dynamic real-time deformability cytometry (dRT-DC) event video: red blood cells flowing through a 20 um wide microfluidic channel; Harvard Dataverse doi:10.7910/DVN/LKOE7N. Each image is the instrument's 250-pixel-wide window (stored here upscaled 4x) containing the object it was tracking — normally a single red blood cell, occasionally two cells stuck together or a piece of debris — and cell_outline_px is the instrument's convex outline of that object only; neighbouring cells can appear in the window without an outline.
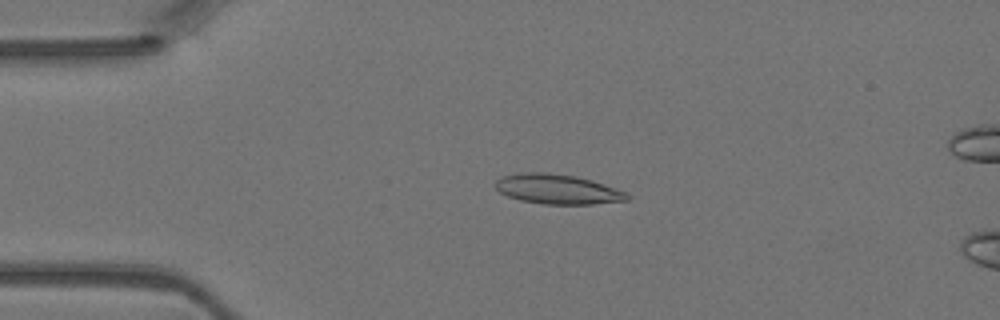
{"species": "Egyptian fruit bat (a non-hibernating species)", "species_latin": "Rousettus aegyptiacus", "temperature_condition": "warm", "stored_images_in_passage": 39, "camera_frame_rate_fps": 3000, "um_per_image_px": 0.085, "animal": {"sex": "female"}, "frame": {"image": 1, "passage_image": 9, "time_ms": 2.667, "image_size_px": [1000, 320], "cell_outline_px": [[632, 196], [628, 200], [592, 204], [544, 204], [520, 200], [508, 196], [500, 192], [496, 188], [496, 180], [504, 176], [524, 172], [548, 172], [576, 176], [592, 180], [628, 192]], "centroid_in_image_um": [47.44, 16.08], "position_along_channel_um": 37.6, "area_um2": 22.89}}
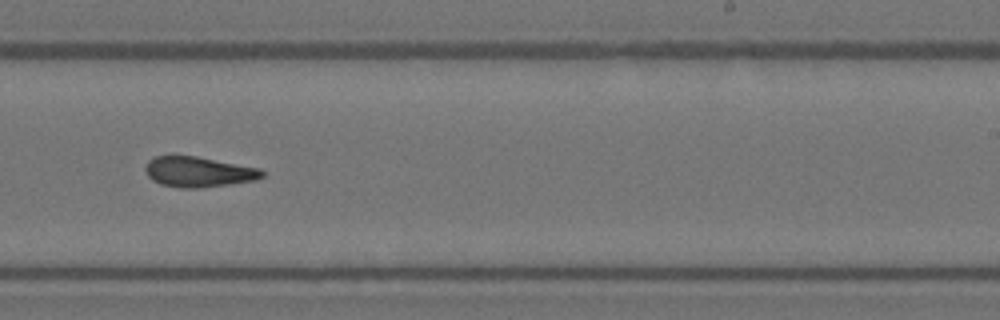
{"frame": {"image": 2, "passage_image": 27, "time_ms": 8.667, "image_size_px": [1000, 320], "cell_outline_px": [[264, 176], [256, 180], [228, 184], [196, 188], [180, 188], [160, 184], [152, 180], [148, 176], [144, 168], [148, 160], [156, 156], [172, 152], [196, 156], [260, 168], [264, 172]], "centroid_in_image_um": [16.8, 14.57], "position_along_channel_um": 272.2, "area_um2": 21.15}}
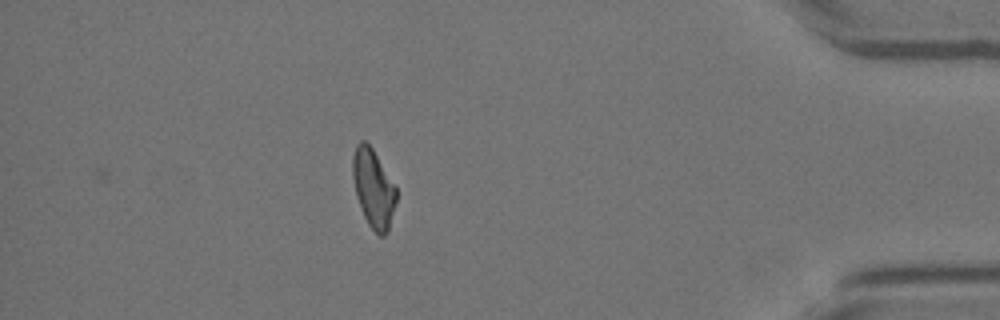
{"frame": {"image": 3, "passage_image": 39, "time_ms": 12.667, "image_size_px": [1000, 320], "cell_outline_px": [[396, 200], [388, 232], [384, 236], [380, 236], [368, 224], [360, 208], [356, 196], [352, 176], [352, 156], [356, 144], [360, 140], [364, 140], [372, 148], [396, 188]], "centroid_in_image_um": [31.71, 16.0], "position_along_channel_um": 403.5, "area_um2": 19.77}}